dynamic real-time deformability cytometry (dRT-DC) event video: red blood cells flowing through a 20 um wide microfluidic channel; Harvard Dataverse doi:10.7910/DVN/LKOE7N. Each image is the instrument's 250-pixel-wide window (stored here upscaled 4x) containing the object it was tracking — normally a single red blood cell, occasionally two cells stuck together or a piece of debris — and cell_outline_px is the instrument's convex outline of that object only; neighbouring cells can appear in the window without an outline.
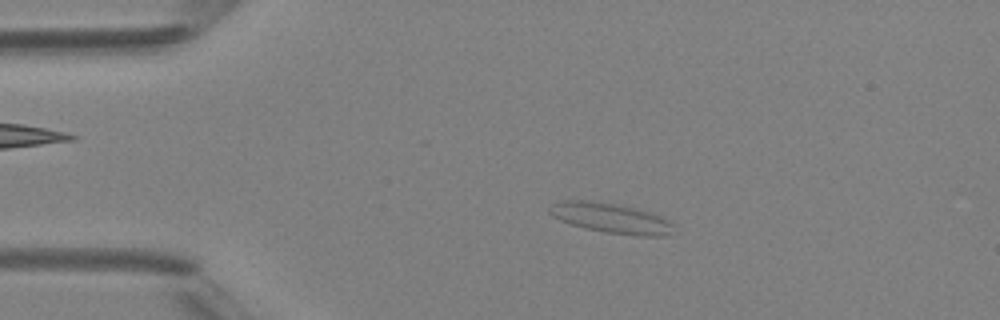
{"species": "Egyptian fruit bat (a non-hibernating species)", "species_latin": "Rousettus aegyptiacus", "temperature_condition": "room temperature", "stored_images_in_passage": 3, "camera_frame_rate_fps": 3000, "um_per_image_px": 0.085, "animal": {"sex": "female"}, "frame": {"image": 1, "passage_image": 2, "time_ms": 1.0, "image_size_px": [1000, 320], "cell_outline_px": [[672, 224], [668, 232], [664, 236], [636, 236], [604, 232], [584, 228], [560, 220], [552, 216], [548, 212], [548, 208], [552, 204], [560, 200], [588, 200], [612, 204], [632, 208], [648, 212], [660, 216], [668, 220]], "centroid_in_image_um": [51.83, 18.54], "position_along_channel_um": 33.2, "area_um2": 21.33}}